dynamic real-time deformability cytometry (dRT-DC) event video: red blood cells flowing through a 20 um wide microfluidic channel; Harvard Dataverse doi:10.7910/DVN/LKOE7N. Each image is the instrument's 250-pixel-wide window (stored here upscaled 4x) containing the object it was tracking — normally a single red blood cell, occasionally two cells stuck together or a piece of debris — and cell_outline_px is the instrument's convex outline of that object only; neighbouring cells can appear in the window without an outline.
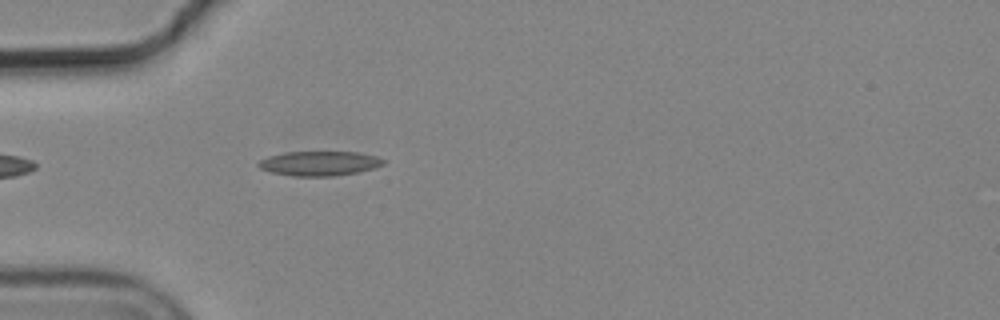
{"species": "common noctule bat (a hibernating species)", "species_latin": "Nyctalus noctula", "temperature_condition": "cold", "stored_images_in_passage": 5, "camera_frame_rate_fps": 3000, "um_per_image_px": 0.085, "animal": {"sex": "male", "body_mass_g": 19.2, "forearm_length_mm": 51.8}, "frame": {"image": 1, "passage_image": 5, "time_ms": 1.333, "image_size_px": [1000, 320], "cell_outline_px": [[384, 164], [372, 168], [356, 172], [336, 176], [292, 176], [272, 172], [260, 168], [256, 164], [260, 160], [268, 156], [284, 152], [360, 152], [376, 156], [384, 160]], "centroid_in_image_um": [27.12, 13.88], "position_along_channel_um": 57.9, "area_um2": 17.8}}